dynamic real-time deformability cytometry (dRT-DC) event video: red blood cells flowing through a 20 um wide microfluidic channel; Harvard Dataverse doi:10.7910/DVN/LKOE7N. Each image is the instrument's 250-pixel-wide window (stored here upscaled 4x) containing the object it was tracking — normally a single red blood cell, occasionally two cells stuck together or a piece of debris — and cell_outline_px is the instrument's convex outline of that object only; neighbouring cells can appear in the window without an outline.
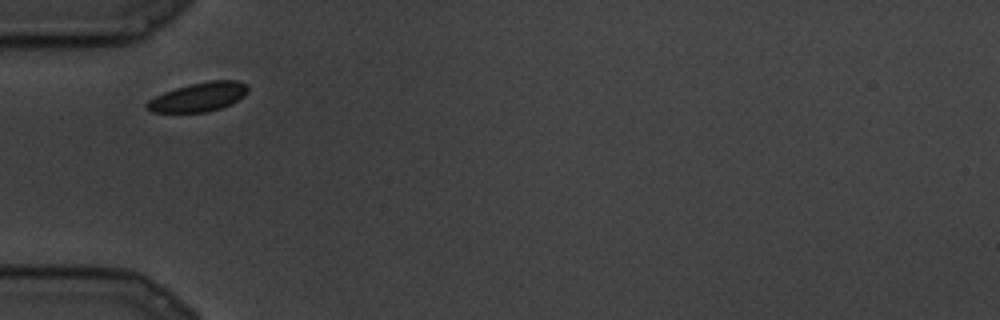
{"species": "common noctule bat (a hibernating species)", "species_latin": "Nyctalus noctula", "temperature_condition": "cold", "stored_images_in_passage": 15, "camera_frame_rate_fps": 3000, "um_per_image_px": 0.085, "animal": {"sex": "male", "body_mass_g": 19.5, "forearm_length_mm": 54.6}, "frame": {"image": 1, "passage_image": 1, "time_ms": 0.0, "image_size_px": [1000, 320], "cell_outline_px": [[248, 92], [244, 96], [232, 104], [220, 108], [204, 112], [152, 112], [144, 104], [148, 100], [164, 92], [176, 88], [192, 84], [212, 80], [236, 80], [248, 84]], "centroid_in_image_um": [16.91, 8.24], "position_along_channel_um": 68.1, "area_um2": 16.99}}
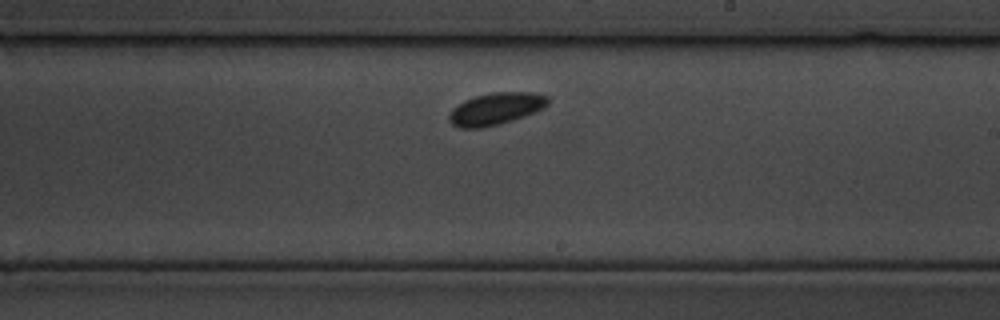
{"frame": {"image": 2, "passage_image": 8, "time_ms": 2.333, "image_size_px": [1000, 320], "cell_outline_px": [[548, 104], [544, 108], [524, 116], [500, 124], [480, 128], [460, 128], [452, 124], [448, 120], [448, 116], [452, 108], [464, 100], [476, 96], [492, 92], [532, 92], [548, 96]], "centroid_in_image_um": [42.12, 9.24], "position_along_channel_um": 246.9, "area_um2": 18.5}}
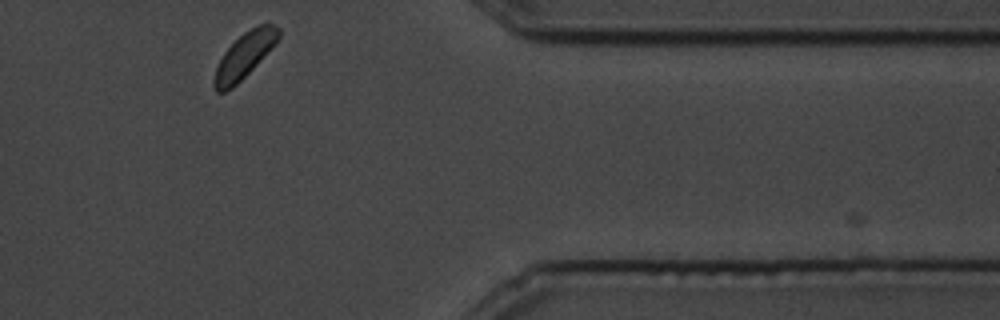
{"frame": {"image": 3, "passage_image": 14, "time_ms": 4.333, "image_size_px": [1000, 320], "cell_outline_px": [[280, 36], [256, 64], [232, 88], [224, 92], [216, 92], [212, 84], [216, 68], [224, 52], [244, 32], [268, 20], [280, 28]], "centroid_in_image_um": [20.77, 4.69], "position_along_channel_um": 390.6, "area_um2": 16.59}}